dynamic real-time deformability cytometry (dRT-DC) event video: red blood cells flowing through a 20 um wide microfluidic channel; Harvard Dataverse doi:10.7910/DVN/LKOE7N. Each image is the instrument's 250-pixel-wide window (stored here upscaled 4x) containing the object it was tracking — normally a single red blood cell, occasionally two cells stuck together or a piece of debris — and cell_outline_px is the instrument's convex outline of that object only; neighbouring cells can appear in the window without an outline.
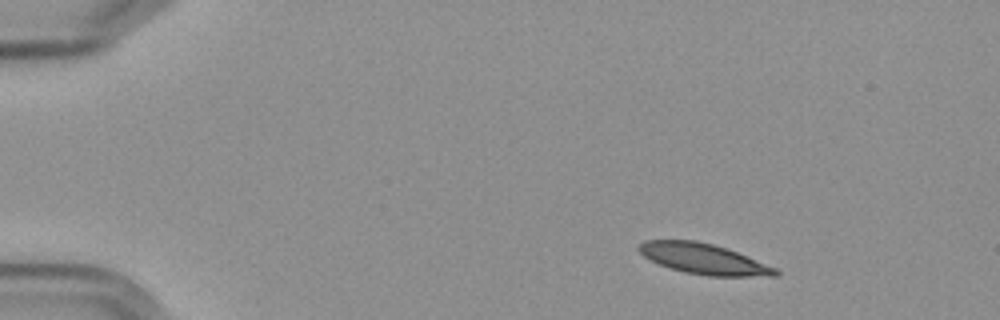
{"species": "Egyptian fruit bat (a non-hibernating species)", "species_latin": "Rousettus aegyptiacus", "temperature_condition": "cold", "stored_images_in_passage": 4, "camera_frame_rate_fps": 3000, "um_per_image_px": 0.085, "frame": {"image": 1, "passage_image": 2, "time_ms": 1.0, "image_size_px": [1000, 320], "cell_outline_px": [[780, 272], [776, 276], [708, 276], [684, 272], [668, 268], [644, 256], [636, 248], [640, 244], [648, 240], [696, 240], [712, 244], [736, 252], [776, 268]], "centroid_in_image_um": [59.79, 22.01], "position_along_channel_um": 25.2, "area_um2": 23.99}}